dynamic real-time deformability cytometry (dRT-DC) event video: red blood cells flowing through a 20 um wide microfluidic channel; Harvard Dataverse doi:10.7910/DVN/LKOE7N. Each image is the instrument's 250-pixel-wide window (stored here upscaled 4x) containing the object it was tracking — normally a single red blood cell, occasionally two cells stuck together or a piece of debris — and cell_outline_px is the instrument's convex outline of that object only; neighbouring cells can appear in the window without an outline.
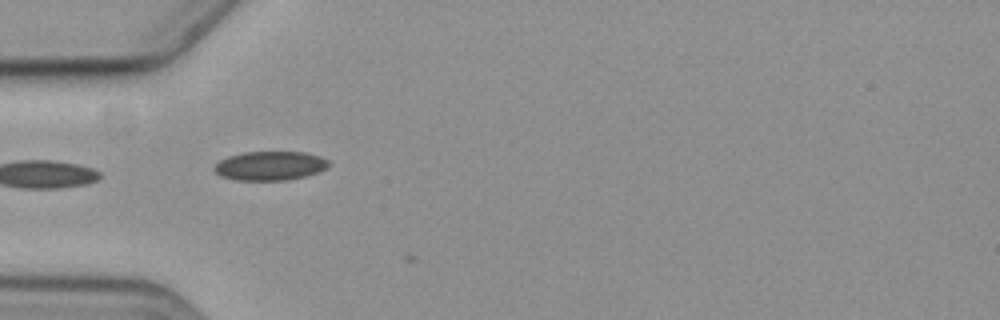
{"species": "common noctule bat (a hibernating species)", "species_latin": "Nyctalus noctula", "temperature_condition": "cold", "stored_images_in_passage": 5, "camera_frame_rate_fps": 3000, "um_per_image_px": 0.085, "animal": {"sex": "female", "body_mass_g": 19.3, "forearm_length_mm": 54.1}, "frame": {"image": 1, "passage_image": 4, "time_ms": 4.333, "image_size_px": [1000, 320], "cell_outline_px": [[332, 164], [328, 168], [320, 172], [288, 180], [236, 180], [220, 176], [212, 168], [220, 160], [228, 156], [244, 152], [304, 152], [320, 156], [328, 160]], "centroid_in_image_um": [22.98, 14.09], "position_along_channel_um": 62.0, "area_um2": 19.54}}